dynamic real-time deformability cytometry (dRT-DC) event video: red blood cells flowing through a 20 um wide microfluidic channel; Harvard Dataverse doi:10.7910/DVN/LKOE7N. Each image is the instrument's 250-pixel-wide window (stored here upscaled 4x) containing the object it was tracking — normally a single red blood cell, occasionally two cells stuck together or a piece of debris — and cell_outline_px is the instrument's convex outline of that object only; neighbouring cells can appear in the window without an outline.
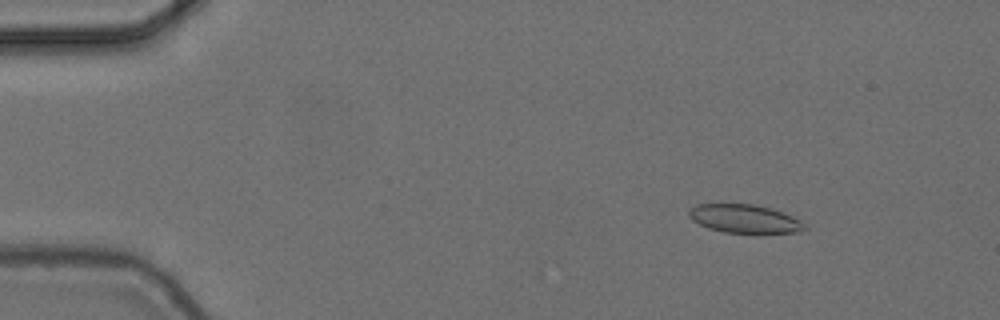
{"species": "common noctule bat (a hibernating species)", "species_latin": "Nyctalus noctula", "temperature_condition": "cold", "stored_images_in_passage": 56, "camera_frame_rate_fps": 3000, "um_per_image_px": 0.085, "animal": {"sex": "female", "body_mass_g": 24.6, "forearm_length_mm": 56.2}, "frame": {"image": 1, "passage_image": 8, "time_ms": 2.333, "image_size_px": [1000, 320], "cell_outline_px": [[808, 228], [800, 232], [756, 236], [724, 232], [708, 228], [692, 220], [688, 216], [688, 212], [696, 204], [756, 204], [772, 208], [792, 216], [808, 224]], "centroid_in_image_um": [63.39, 18.65], "position_along_channel_um": 21.6, "area_um2": 20.23}}
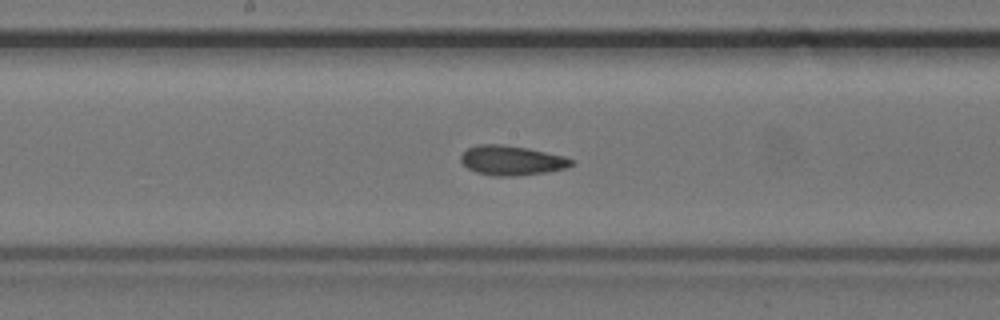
{"frame": {"image": 2, "passage_image": 30, "time_ms": 9.667, "image_size_px": [1000, 320], "cell_outline_px": [[576, 160], [568, 168], [548, 172], [516, 176], [492, 176], [476, 172], [468, 168], [460, 160], [460, 156], [468, 148], [476, 144], [500, 144], [528, 148], [564, 156]], "centroid_in_image_um": [43.51, 13.64], "position_along_channel_um": 204.7, "area_um2": 19.25}}
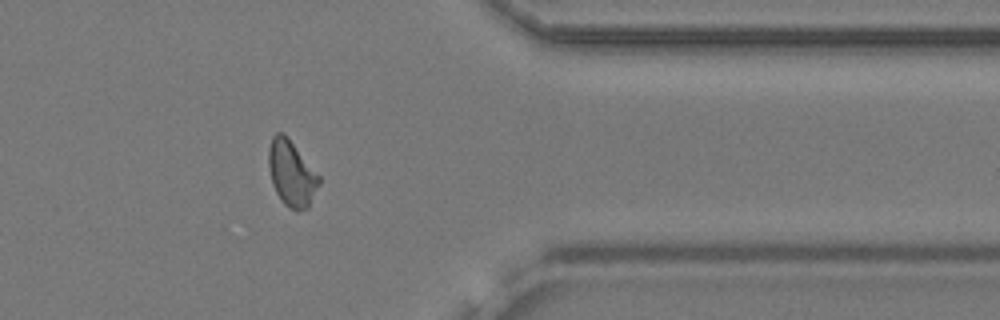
{"frame": {"image": 3, "passage_image": 46, "time_ms": 15.0, "image_size_px": [1000, 320], "cell_outline_px": [[320, 184], [308, 208], [300, 212], [296, 212], [288, 208], [280, 200], [272, 184], [268, 168], [268, 148], [272, 136], [276, 132], [284, 132], [320, 176]], "centroid_in_image_um": [24.77, 14.76], "position_along_channel_um": 386.6, "area_um2": 19.71}, "authors_computed_cell_mechanics": {"area_um2": 19.074, "velocity_mm_per_s": 3.6954, "shape_relaxation_time_tau1_ms": null, "shape_relaxation_time_tau2_ms": 3.5802, "deformation_change_tau1": null, "deformation_change_tau2": 0.0882}}